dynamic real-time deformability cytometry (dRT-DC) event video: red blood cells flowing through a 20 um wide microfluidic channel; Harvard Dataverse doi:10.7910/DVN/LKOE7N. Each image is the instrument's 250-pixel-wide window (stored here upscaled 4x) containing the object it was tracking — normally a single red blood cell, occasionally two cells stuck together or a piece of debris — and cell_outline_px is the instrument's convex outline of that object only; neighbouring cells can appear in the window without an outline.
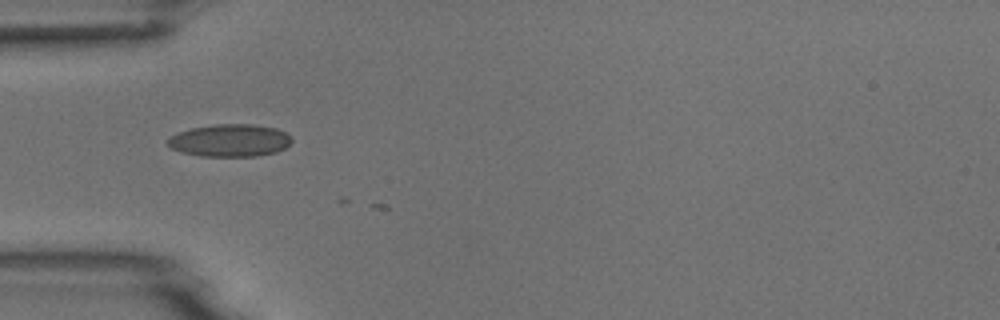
{"species": "common noctule bat (a hibernating species)", "species_latin": "Nyctalus noctula", "temperature_condition": "room temperature", "stored_images_in_passage": 5, "camera_frame_rate_fps": 3000, "um_per_image_px": 0.085, "animal": {"sex": "male", "body_mass_g": 18.8}, "frame": {"image": 1, "passage_image": 5, "time_ms": 4.667, "image_size_px": [1000, 320], "cell_outline_px": [[292, 140], [284, 148], [276, 152], [256, 156], [200, 156], [180, 152], [172, 148], [168, 144], [168, 140], [172, 136], [180, 132], [192, 128], [216, 124], [252, 124], [276, 128], [292, 136]], "centroid_in_image_um": [19.57, 11.94], "position_along_channel_um": 65.4, "area_um2": 23.29}}